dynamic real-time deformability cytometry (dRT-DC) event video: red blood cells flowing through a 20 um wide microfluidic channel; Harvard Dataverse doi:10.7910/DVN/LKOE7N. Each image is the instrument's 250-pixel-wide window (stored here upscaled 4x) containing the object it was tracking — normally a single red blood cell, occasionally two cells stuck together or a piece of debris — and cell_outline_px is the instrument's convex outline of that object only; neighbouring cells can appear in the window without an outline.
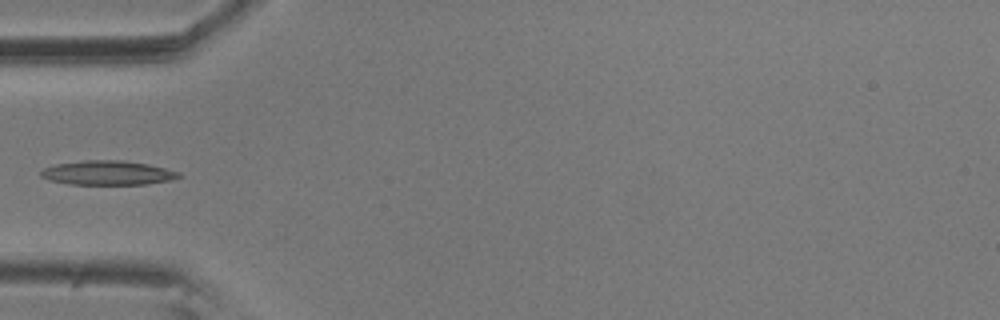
{"species": "common noctule bat (a hibernating species)", "species_latin": "Nyctalus noctula", "temperature_condition": "room temperature", "stored_images_in_passage": 10, "camera_frame_rate_fps": 3000, "um_per_image_px": 0.085, "animal": {"sex": "male", "body_mass_g": 20.5, "forearm_length_mm": 52.5}, "frame": {"image": 1, "passage_image": 5, "time_ms": 1.333, "image_size_px": [1000, 320], "cell_outline_px": [[184, 176], [172, 180], [148, 184], [68, 184], [48, 180], [40, 176], [40, 172], [44, 168], [56, 164], [84, 160], [120, 160], [148, 164], [180, 172]], "centroid_in_image_um": [9.17, 14.69], "position_along_channel_um": 75.8, "area_um2": 19.59}}
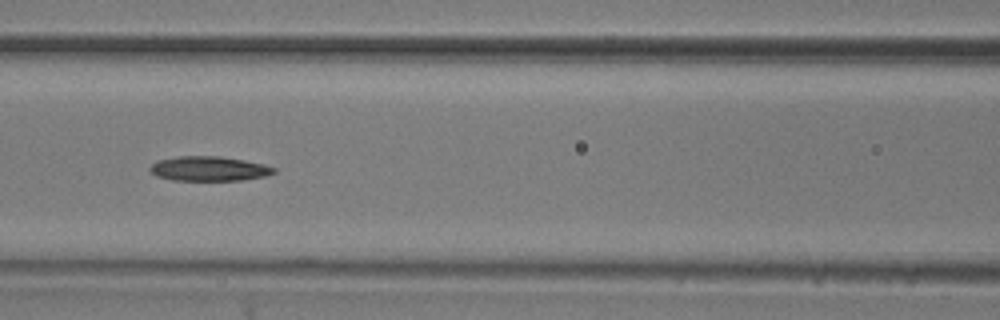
{"frame": {"image": 2, "passage_image": 7, "time_ms": 2.0, "image_size_px": [1000, 320], "cell_outline_px": [[276, 172], [264, 176], [240, 180], [172, 180], [156, 176], [148, 168], [156, 160], [180, 156], [220, 156], [244, 160], [264, 164], [276, 168]], "centroid_in_image_um": [17.74, 14.33], "position_along_channel_um": 148.9, "area_um2": 17.74}}
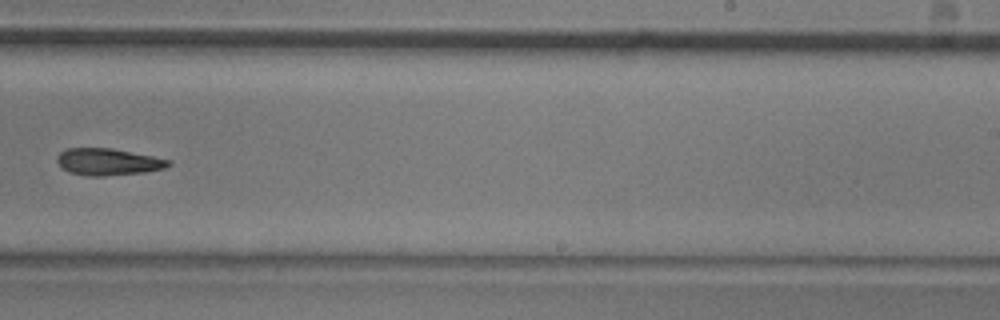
{"frame": {"image": 3, "passage_image": 10, "time_ms": 3.0, "image_size_px": [1000, 320], "cell_outline_px": [[172, 164], [164, 168], [144, 172], [104, 176], [84, 176], [68, 172], [60, 168], [56, 160], [56, 156], [60, 152], [68, 148], [112, 148], [172, 160]], "centroid_in_image_um": [9.14, 13.76], "position_along_channel_um": 279.9, "area_um2": 17.63}}